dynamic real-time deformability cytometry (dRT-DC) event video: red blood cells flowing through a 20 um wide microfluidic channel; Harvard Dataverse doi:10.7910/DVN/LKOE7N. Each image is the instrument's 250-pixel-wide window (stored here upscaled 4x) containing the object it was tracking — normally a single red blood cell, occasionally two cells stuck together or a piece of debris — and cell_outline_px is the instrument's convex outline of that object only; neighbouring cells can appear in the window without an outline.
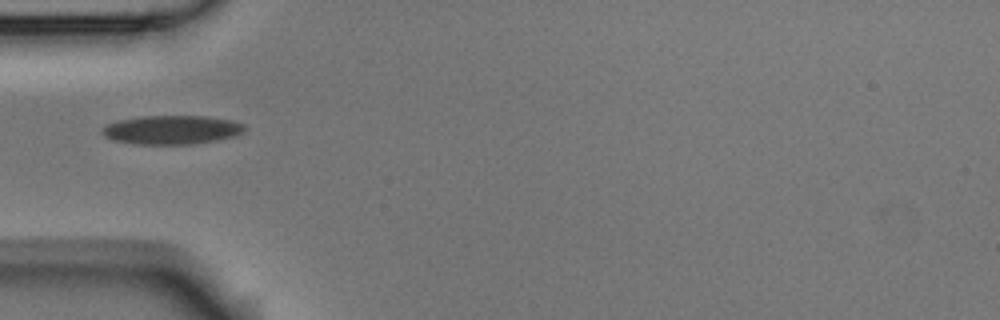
{"species": "Egyptian fruit bat (a non-hibernating species)", "species_latin": "Rousettus aegyptiacus", "temperature_condition": "room temperature", "stored_images_in_passage": 4, "camera_frame_rate_fps": 3000, "um_per_image_px": 0.085, "animal": {"sex": "male"}, "frame": {"image": 1, "passage_image": 1, "time_ms": 0.0, "image_size_px": [1000, 320], "cell_outline_px": [[244, 132], [236, 136], [216, 140], [192, 144], [136, 144], [116, 140], [104, 136], [100, 132], [100, 128], [108, 124], [120, 120], [140, 116], [208, 116], [232, 120], [244, 124]], "centroid_in_image_um": [14.61, 11.03], "position_along_channel_um": 70.4, "area_um2": 23.99}}
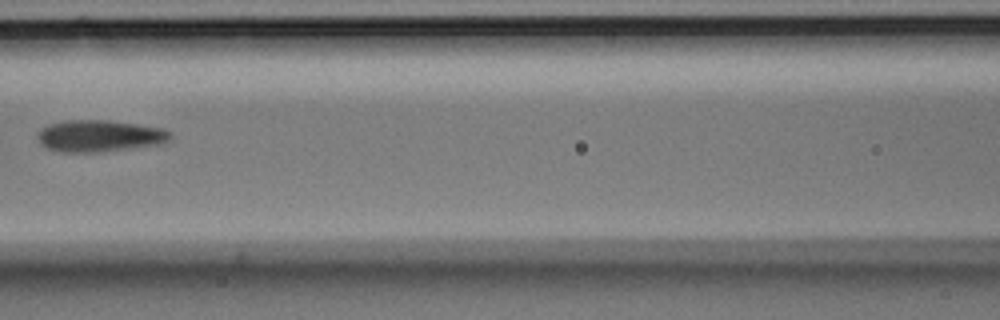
{"frame": {"image": 2, "passage_image": 3, "time_ms": 0.667, "image_size_px": [1000, 320], "cell_outline_px": [[172, 140], [164, 144], [100, 152], [60, 152], [48, 148], [40, 144], [36, 136], [40, 128], [48, 124], [72, 120], [108, 120], [164, 128], [172, 132]], "centroid_in_image_um": [8.5, 11.56], "position_along_channel_um": 158.1, "area_um2": 24.91}}
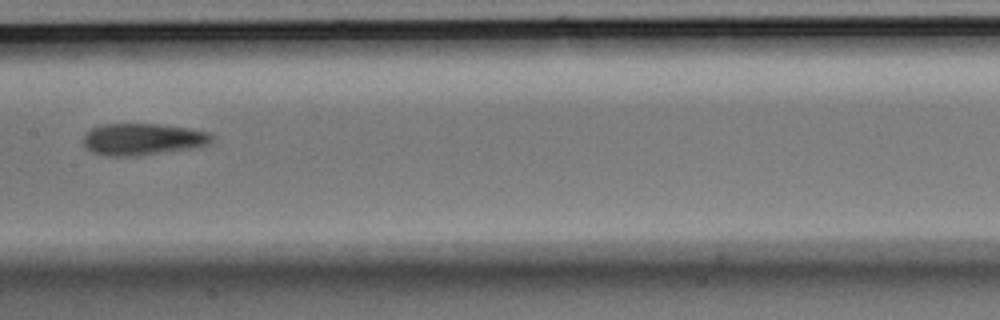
{"frame": {"image": 3, "passage_image": 4, "time_ms": 1.0, "image_size_px": [1000, 320], "cell_outline_px": [[216, 136], [212, 144], [196, 148], [140, 156], [104, 156], [92, 152], [84, 148], [84, 132], [92, 128], [104, 124], [160, 124], [188, 128], [208, 132]], "centroid_in_image_um": [12.17, 11.85], "position_along_channel_um": 195.2, "area_um2": 24.39}}